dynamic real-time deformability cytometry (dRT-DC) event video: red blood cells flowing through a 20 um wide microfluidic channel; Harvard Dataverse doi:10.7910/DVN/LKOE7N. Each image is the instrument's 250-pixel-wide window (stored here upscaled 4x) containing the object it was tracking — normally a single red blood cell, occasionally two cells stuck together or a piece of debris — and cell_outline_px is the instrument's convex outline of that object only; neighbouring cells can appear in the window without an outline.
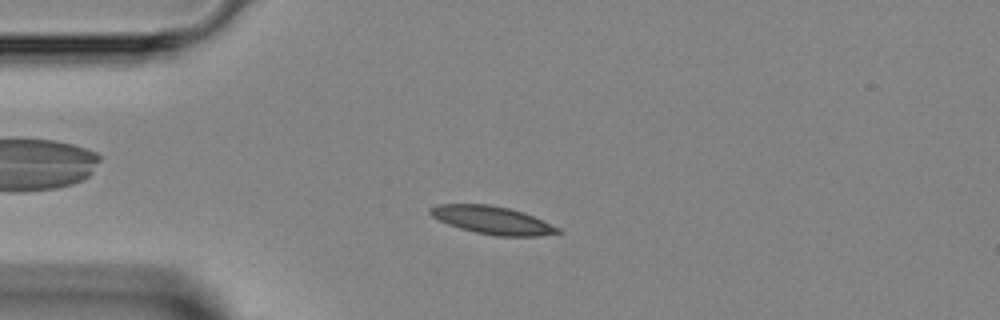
{"species": "Egyptian fruit bat (a non-hibernating species)", "species_latin": "Rousettus aegyptiacus", "temperature_condition": "room temperature", "stored_images_in_passage": 34, "camera_frame_rate_fps": 3000, "um_per_image_px": 0.085, "animal": {"sex": "female"}, "frame": {"image": 1, "passage_image": 6, "time_ms": 1.667, "image_size_px": [1000, 320], "cell_outline_px": [[564, 232], [540, 236], [496, 236], [476, 232], [460, 228], [448, 224], [432, 216], [428, 212], [428, 208], [436, 204], [492, 204], [524, 212], [560, 228]], "centroid_in_image_um": [41.85, 18.71], "position_along_channel_um": 43.1, "area_um2": 20.81}}
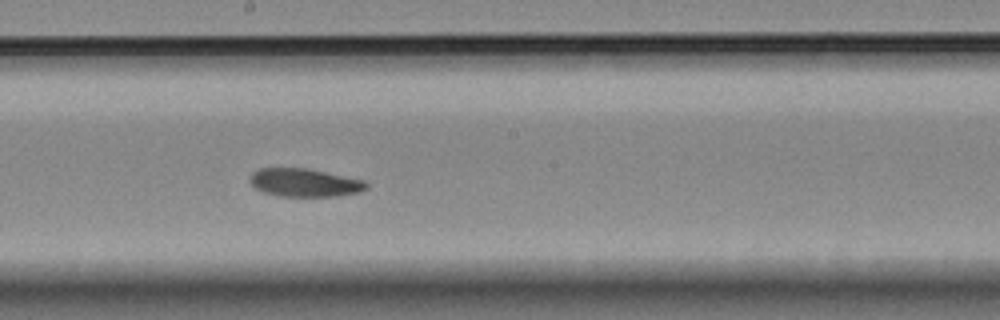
{"frame": {"image": 2, "passage_image": 20, "time_ms": 6.333, "image_size_px": [1000, 320], "cell_outline_px": [[368, 188], [360, 192], [336, 196], [276, 196], [264, 192], [256, 188], [252, 184], [252, 172], [260, 168], [304, 168], [364, 180], [368, 184]], "centroid_in_image_um": [25.91, 15.53], "position_along_channel_um": 222.3, "area_um2": 18.84}}
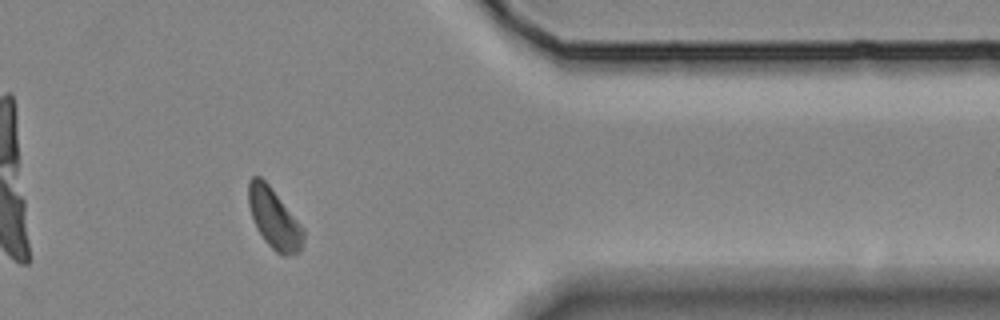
{"frame": {"image": 3, "passage_image": 33, "time_ms": 10.667, "image_size_px": [1000, 320], "cell_outline_px": [[304, 236], [300, 252], [288, 256], [284, 256], [276, 252], [264, 240], [256, 228], [248, 204], [248, 180], [252, 176], [260, 176], [268, 184], [304, 228]], "centroid_in_image_um": [23.29, 18.59], "position_along_channel_um": 388.1, "area_um2": 19.19}}